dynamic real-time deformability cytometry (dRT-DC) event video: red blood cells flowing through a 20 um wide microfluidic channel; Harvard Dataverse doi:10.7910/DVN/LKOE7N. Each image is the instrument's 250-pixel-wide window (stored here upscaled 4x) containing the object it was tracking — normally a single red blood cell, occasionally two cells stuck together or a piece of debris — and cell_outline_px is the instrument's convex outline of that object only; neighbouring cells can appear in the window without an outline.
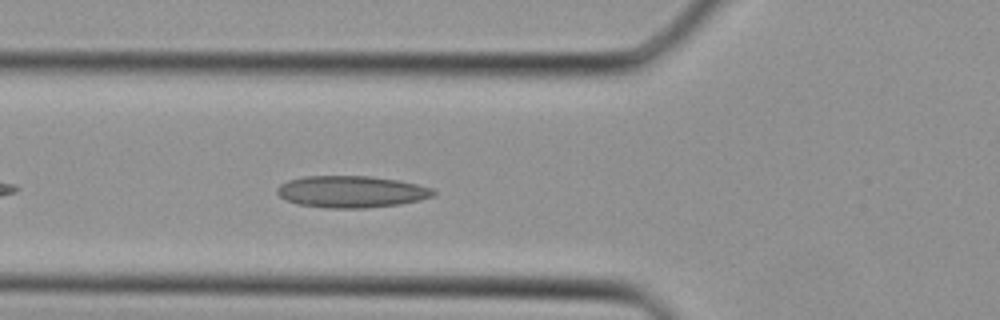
{"species": "Egyptian fruit bat (a non-hibernating species)", "species_latin": "Rousettus aegyptiacus", "temperature_condition": "cold", "stored_images_in_passage": 30, "camera_frame_rate_fps": 3000, "um_per_image_px": 0.085, "animal": {"sex": "female"}, "frame": {"image": 1, "passage_image": 12, "time_ms": 3.667, "image_size_px": [1000, 320], "cell_outline_px": [[436, 192], [432, 196], [420, 200], [400, 204], [364, 208], [324, 208], [296, 204], [280, 196], [276, 192], [276, 188], [280, 184], [288, 180], [304, 176], [368, 176], [400, 180], [432, 188]], "centroid_in_image_um": [29.85, 16.29], "position_along_channel_um": 96.0, "area_um2": 29.02}}
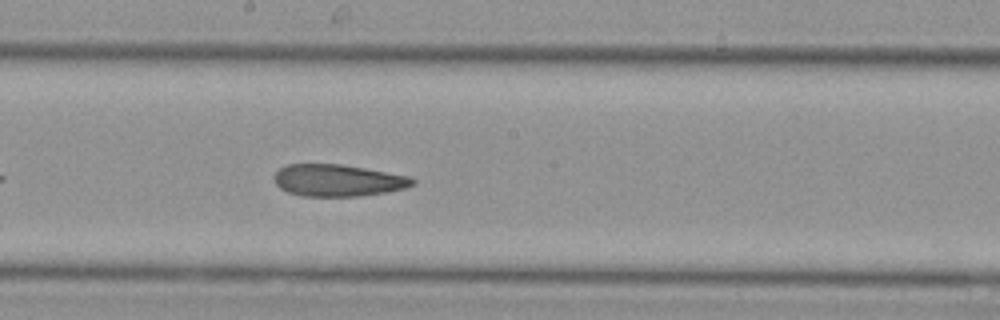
{"frame": {"image": 2, "passage_image": 19, "time_ms": 6.0, "image_size_px": [1000, 320], "cell_outline_px": [[416, 184], [404, 188], [388, 192], [360, 196], [304, 196], [288, 192], [280, 188], [276, 184], [272, 176], [280, 168], [288, 164], [340, 164], [364, 168], [408, 176], [416, 180]], "centroid_in_image_um": [28.71, 15.33], "position_along_channel_um": 219.5, "area_um2": 25.72}}
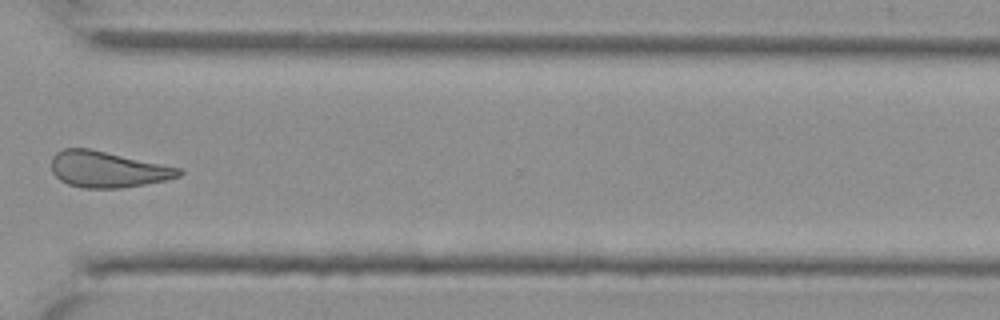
{"frame": {"image": 3, "passage_image": 27, "time_ms": 8.667, "image_size_px": [1000, 320], "cell_outline_px": [[184, 172], [180, 176], [164, 180], [144, 184], [120, 188], [84, 188], [68, 184], [60, 180], [52, 172], [52, 156], [56, 152], [64, 148], [88, 148], [184, 168]], "centroid_in_image_um": [9.17, 14.39], "position_along_channel_um": 361.4, "area_um2": 26.88}}